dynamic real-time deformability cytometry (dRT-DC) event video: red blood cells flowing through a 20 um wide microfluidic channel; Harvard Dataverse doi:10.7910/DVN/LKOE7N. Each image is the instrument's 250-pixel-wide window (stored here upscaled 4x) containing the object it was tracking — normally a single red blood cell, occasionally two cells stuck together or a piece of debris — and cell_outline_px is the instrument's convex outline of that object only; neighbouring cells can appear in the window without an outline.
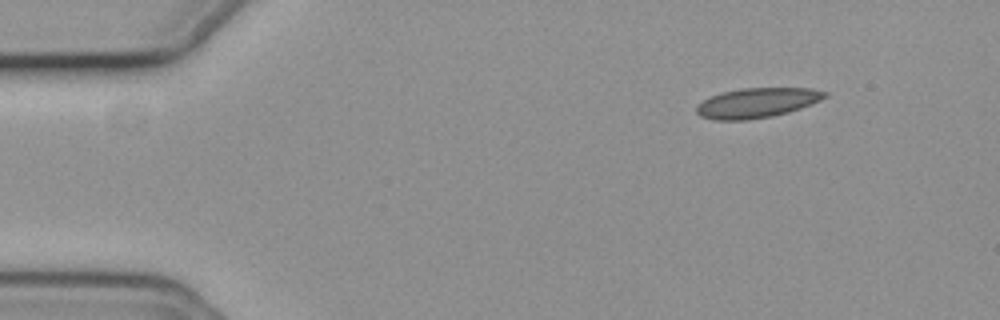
{"species": "common noctule bat (a hibernating species)", "species_latin": "Nyctalus noctula", "temperature_condition": "cold", "stored_images_in_passage": 50, "camera_frame_rate_fps": 3000, "um_per_image_px": 0.085, "animal": {"sex": "female", "body_mass_g": 19.3, "forearm_length_mm": 54.1}, "frame": {"image": 1, "passage_image": 1, "time_ms": 0.0, "image_size_px": [1000, 320], "cell_outline_px": [[828, 96], [820, 100], [800, 108], [788, 112], [772, 116], [748, 120], [712, 120], [700, 116], [696, 112], [696, 108], [704, 100], [720, 92], [740, 88], [812, 88], [828, 92]], "centroid_in_image_um": [64.35, 8.74], "position_along_channel_um": 20.7, "area_um2": 22.31}}
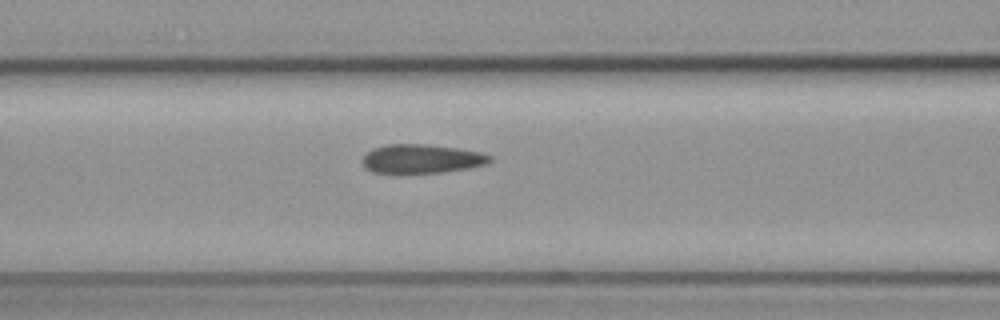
{"frame": {"image": 2, "passage_image": 17, "time_ms": 5.333, "image_size_px": [1000, 320], "cell_outline_px": [[492, 160], [484, 164], [468, 168], [444, 172], [400, 176], [392, 176], [372, 172], [364, 168], [360, 160], [372, 148], [388, 144], [428, 144], [456, 148], [480, 152], [492, 156]], "centroid_in_image_um": [35.72, 13.55], "position_along_channel_um": 130.9, "area_um2": 22.48}}
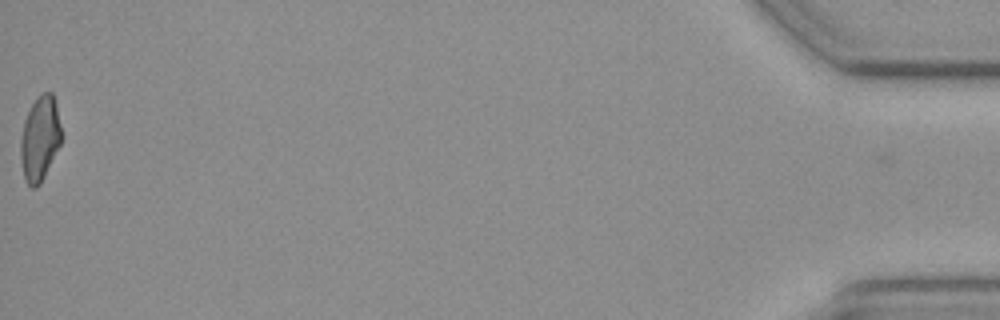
{"frame": {"image": 3, "passage_image": 50, "time_ms": 16.333, "image_size_px": [1000, 320], "cell_outline_px": [[64, 136], [40, 184], [36, 188], [32, 188], [28, 184], [24, 176], [20, 160], [20, 140], [24, 120], [32, 104], [44, 92], [52, 92], [56, 104]], "centroid_in_image_um": [3.4, 11.78], "position_along_channel_um": 431.8, "area_um2": 20.17}, "authors_computed_cell_mechanics": {"area_um2": 22.0507, "velocity_mm_per_s": 3.7158, "shape_relaxation_time_tau1_ms": 7.0865, "shape_relaxation_time_tau2_ms": 2.4605, "deformation_change_tau1": 0.1056, "deformation_change_tau2": 0.0743}}